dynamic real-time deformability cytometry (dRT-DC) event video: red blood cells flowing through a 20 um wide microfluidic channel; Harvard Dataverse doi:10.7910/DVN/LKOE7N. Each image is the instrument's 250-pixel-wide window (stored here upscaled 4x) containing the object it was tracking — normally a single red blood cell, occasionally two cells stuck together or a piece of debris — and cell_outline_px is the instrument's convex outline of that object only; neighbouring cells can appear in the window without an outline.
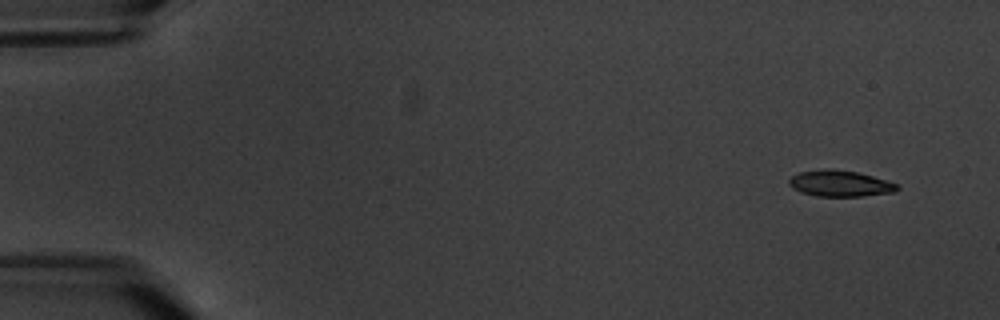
{"species": "common noctule bat (a hibernating species)", "species_latin": "Nyctalus noctula", "temperature_condition": "warm", "stored_images_in_passage": 5, "camera_frame_rate_fps": 3000, "um_per_image_px": 0.085, "animal": {"sex": "male", "body_mass_g": 20.1, "forearm_length_mm": 53.5}, "frame": {"image": 1, "passage_image": 1, "time_ms": 0.0, "image_size_px": [1000, 320], "cell_outline_px": [[900, 188], [892, 192], [860, 196], [816, 196], [800, 192], [792, 188], [788, 184], [788, 180], [792, 176], [800, 172], [828, 168], [832, 168], [856, 172], [872, 176], [896, 184]], "centroid_in_image_um": [71.34, 15.59], "position_along_channel_um": 13.7, "area_um2": 16.3}}